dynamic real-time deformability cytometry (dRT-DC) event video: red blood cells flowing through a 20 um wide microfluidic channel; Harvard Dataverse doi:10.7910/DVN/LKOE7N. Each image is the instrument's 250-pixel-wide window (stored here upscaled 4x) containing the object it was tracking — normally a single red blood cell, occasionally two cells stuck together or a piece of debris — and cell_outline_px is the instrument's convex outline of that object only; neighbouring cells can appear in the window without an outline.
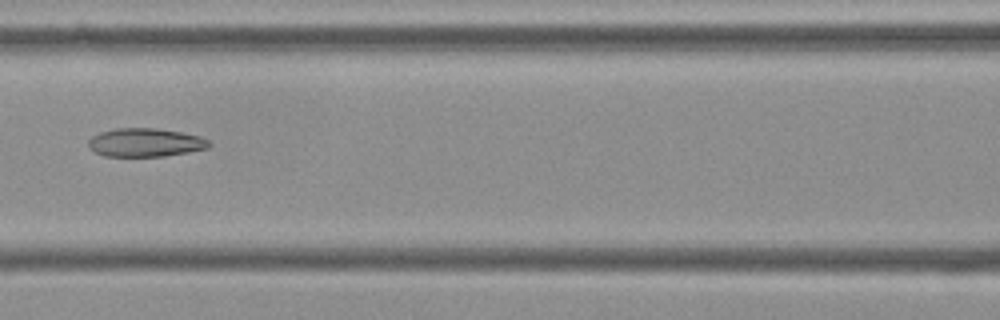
{"species": "Egyptian fruit bat (a non-hibernating species)", "species_latin": "Rousettus aegyptiacus", "temperature_condition": "cold", "stored_images_in_passage": 7, "camera_frame_rate_fps": 3000, "um_per_image_px": 0.085, "frame": {"image": 1, "passage_image": 7, "time_ms": 2.0, "image_size_px": [1000, 320], "cell_outline_px": [[212, 144], [208, 148], [188, 152], [164, 156], [104, 156], [88, 148], [88, 140], [92, 136], [100, 132], [116, 128], [156, 128], [180, 132], [200, 136], [208, 140]], "centroid_in_image_um": [12.34, 12.11], "position_along_channel_um": 154.3, "area_um2": 20.06}}